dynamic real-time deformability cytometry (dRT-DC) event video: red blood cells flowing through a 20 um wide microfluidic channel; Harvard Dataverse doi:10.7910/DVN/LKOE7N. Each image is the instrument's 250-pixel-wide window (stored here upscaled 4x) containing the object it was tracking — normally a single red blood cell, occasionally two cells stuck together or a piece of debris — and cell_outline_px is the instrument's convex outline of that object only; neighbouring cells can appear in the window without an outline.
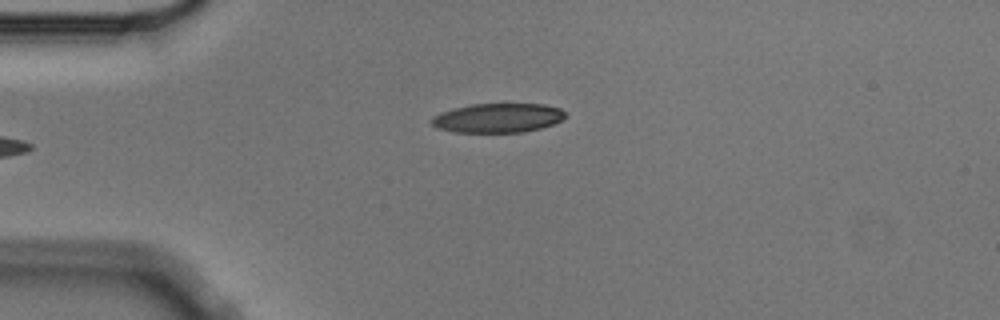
{"species": "Egyptian fruit bat (a non-hibernating species)", "species_latin": "Rousettus aegyptiacus", "temperature_condition": "cold", "stored_images_in_passage": 6, "camera_frame_rate_fps": 3000, "um_per_image_px": 0.085, "animal": {"sex": "male"}, "frame": {"image": 1, "passage_image": 6, "time_ms": 1.667, "image_size_px": [1000, 320], "cell_outline_px": [[568, 116], [552, 124], [540, 128], [524, 132], [452, 132], [436, 128], [432, 124], [432, 116], [440, 112], [452, 108], [472, 104], [544, 104], [560, 108], [568, 112]], "centroid_in_image_um": [42.32, 10.02], "position_along_channel_um": 42.7, "area_um2": 23.0}}